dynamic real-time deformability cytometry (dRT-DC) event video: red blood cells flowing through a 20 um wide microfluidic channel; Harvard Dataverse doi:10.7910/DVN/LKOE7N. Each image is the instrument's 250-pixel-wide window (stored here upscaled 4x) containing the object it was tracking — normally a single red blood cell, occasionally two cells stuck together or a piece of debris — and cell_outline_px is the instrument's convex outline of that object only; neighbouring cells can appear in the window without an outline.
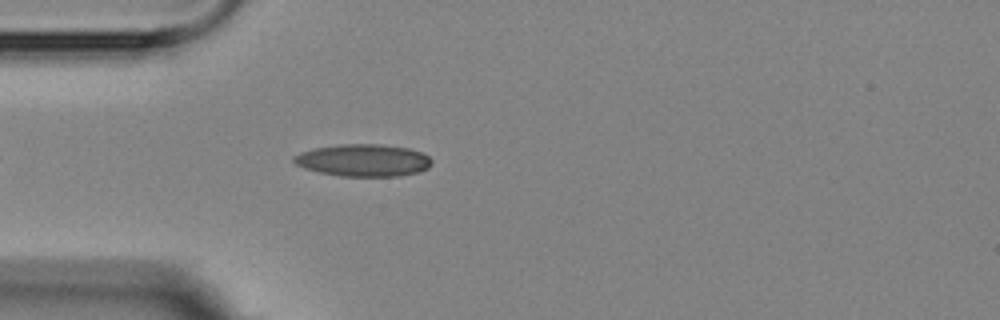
{"species": "Egyptian fruit bat (a non-hibernating species)", "species_latin": "Rousettus aegyptiacus", "temperature_condition": "room temperature", "stored_images_in_passage": 6, "camera_frame_rate_fps": 3000, "um_per_image_px": 0.085, "animal": {"sex": "female"}, "frame": {"image": 1, "passage_image": 5, "time_ms": 4.667, "image_size_px": [1000, 320], "cell_outline_px": [[432, 164], [428, 168], [420, 172], [400, 176], [340, 176], [320, 172], [304, 168], [296, 164], [292, 160], [292, 156], [300, 152], [316, 148], [340, 144], [380, 144], [408, 148], [420, 152], [428, 156], [432, 160]], "centroid_in_image_um": [30.89, 13.63], "position_along_channel_um": 54.1, "area_um2": 25.95}}